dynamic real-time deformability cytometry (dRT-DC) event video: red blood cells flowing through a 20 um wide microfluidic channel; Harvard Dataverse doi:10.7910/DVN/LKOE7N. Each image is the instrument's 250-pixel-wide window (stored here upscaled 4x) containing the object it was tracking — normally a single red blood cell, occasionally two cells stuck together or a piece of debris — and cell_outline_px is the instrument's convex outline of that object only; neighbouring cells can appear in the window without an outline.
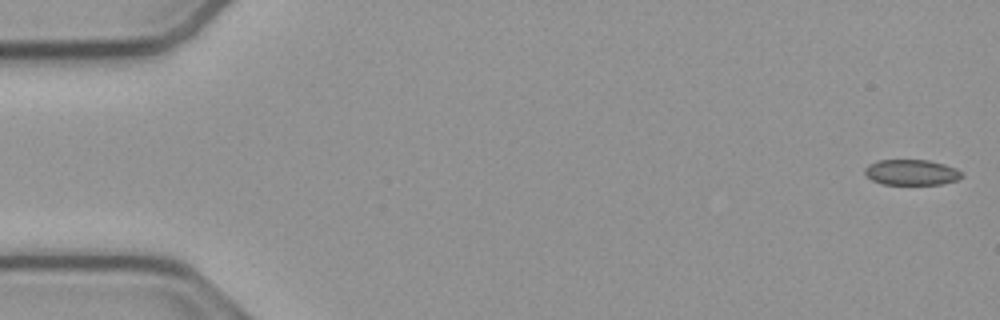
{"species": "common noctule bat (a hibernating species)", "species_latin": "Nyctalus noctula", "temperature_condition": "cold", "stored_images_in_passage": 54, "camera_frame_rate_fps": 3000, "um_per_image_px": 0.085, "animal": {"sex": "male", "body_mass_g": 23.1, "forearm_length_mm": 52.7}, "frame": {"image": 1, "passage_image": 1, "time_ms": 0.0, "image_size_px": [1000, 320], "cell_outline_px": [[964, 176], [956, 180], [940, 184], [884, 184], [872, 180], [864, 172], [864, 168], [868, 164], [876, 160], [928, 160], [944, 164], [956, 168]], "centroid_in_image_um": [77.45, 14.64], "position_along_channel_um": 7.5, "area_um2": 14.39}}
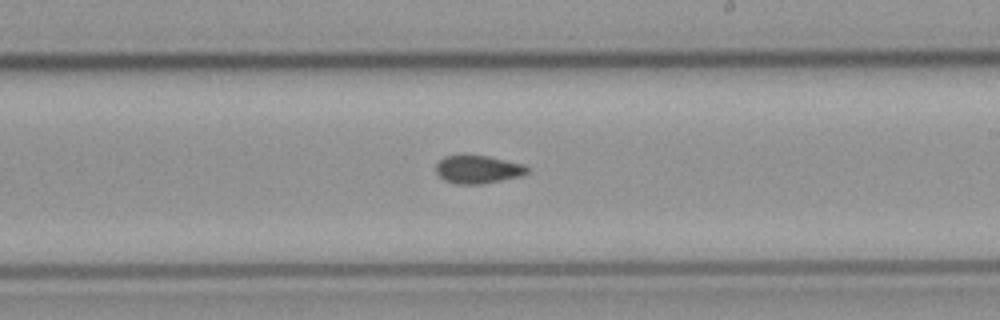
{"frame": {"image": 2, "passage_image": 31, "time_ms": 10.0, "image_size_px": [1000, 320], "cell_outline_px": [[528, 172], [520, 176], [480, 184], [456, 184], [444, 180], [436, 172], [436, 164], [444, 156], [488, 156], [524, 164], [528, 168]], "centroid_in_image_um": [40.62, 14.4], "position_along_channel_um": 248.4, "area_um2": 14.68}}
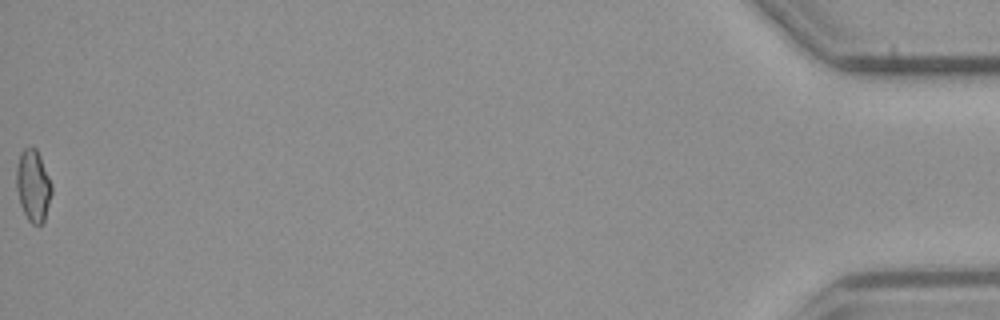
{"frame": {"image": 3, "passage_image": 54, "time_ms": 17.667, "image_size_px": [1000, 320], "cell_outline_px": [[52, 192], [44, 220], [40, 224], [32, 224], [28, 220], [20, 204], [16, 188], [16, 168], [20, 152], [24, 148], [32, 144], [36, 148], [40, 156], [52, 184]], "centroid_in_image_um": [2.8, 15.73], "position_along_channel_um": 432.4, "area_um2": 14.85}, "authors_computed_cell_mechanics": {"area_um2": 14.8546, "velocity_mm_per_s": 3.8148, "shape_relaxation_time_tau1_ms": null, "shape_relaxation_time_tau2_ms": 5.7178, "deformation_change_tau1": null, "deformation_change_tau2": 0.095}}